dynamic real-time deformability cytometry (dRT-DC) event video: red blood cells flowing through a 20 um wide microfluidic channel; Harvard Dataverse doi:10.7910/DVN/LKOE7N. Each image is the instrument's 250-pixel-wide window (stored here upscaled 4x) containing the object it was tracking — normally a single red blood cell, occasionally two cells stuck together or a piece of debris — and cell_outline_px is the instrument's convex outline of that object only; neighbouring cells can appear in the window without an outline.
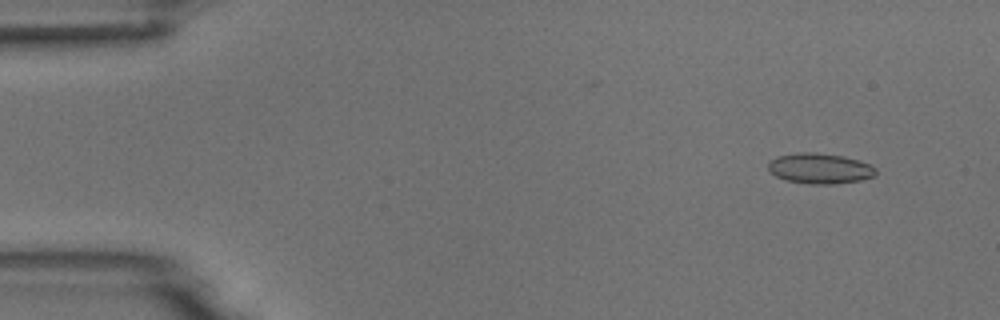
{"species": "common noctule bat (a hibernating species)", "species_latin": "Nyctalus noctula", "temperature_condition": "room temperature", "stored_images_in_passage": 4, "camera_frame_rate_fps": 3000, "um_per_image_px": 0.085, "animal": {"sex": "male", "body_mass_g": 18.8}, "frame": {"image": 1, "passage_image": 1, "time_ms": 0.0, "image_size_px": [1000, 320], "cell_outline_px": [[876, 172], [872, 176], [860, 180], [836, 184], [812, 184], [784, 180], [768, 172], [768, 160], [776, 156], [800, 152], [816, 152], [844, 156], [868, 164], [876, 168]], "centroid_in_image_um": [69.61, 14.31], "position_along_channel_um": 15.4, "area_um2": 19.19}}
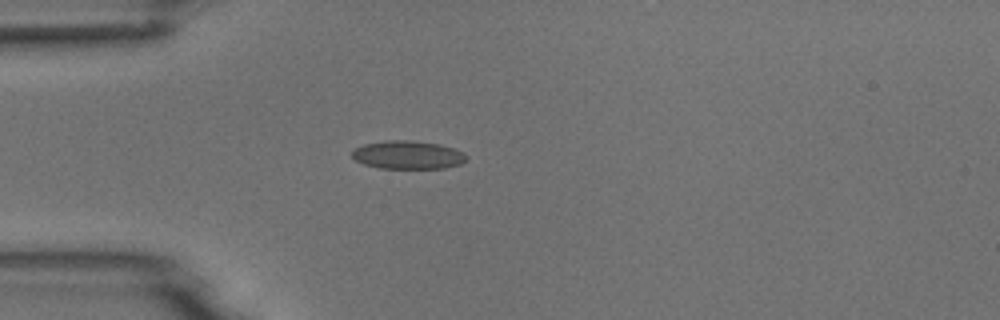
{"frame": {"image": 2, "passage_image": 4, "time_ms": 3.333, "image_size_px": [1000, 320], "cell_outline_px": [[468, 156], [460, 164], [444, 168], [380, 168], [364, 164], [356, 160], [352, 156], [352, 148], [364, 144], [384, 140], [412, 140], [440, 144], [464, 152]], "centroid_in_image_um": [34.64, 13.15], "position_along_channel_um": 50.4, "area_um2": 18.9}}